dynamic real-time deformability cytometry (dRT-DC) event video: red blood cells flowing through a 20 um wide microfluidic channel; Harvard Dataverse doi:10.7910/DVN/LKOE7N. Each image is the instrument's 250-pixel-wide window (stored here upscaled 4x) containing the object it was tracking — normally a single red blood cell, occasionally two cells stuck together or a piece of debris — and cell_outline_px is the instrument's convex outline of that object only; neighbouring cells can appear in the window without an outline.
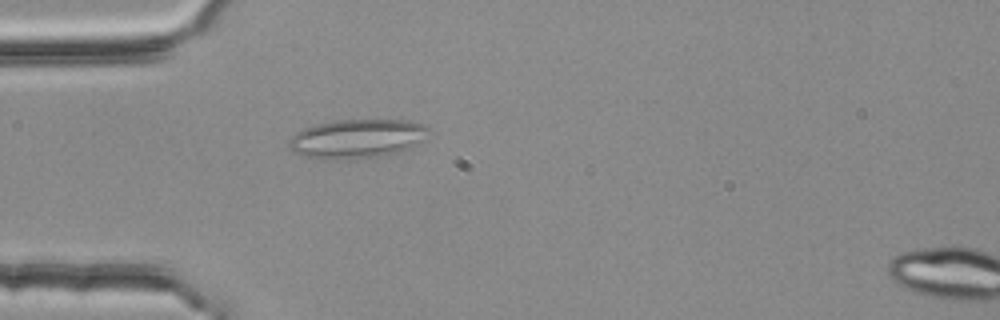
{"species": "common noctule bat (a hibernating species)", "species_latin": "Nyctalus noctula", "temperature_condition": "room temperature", "stored_images_in_passage": 41, "segment_of_instrument_passage": [1, 2], "camera_frame_rate_fps": 3000, "um_per_image_px": 0.085, "animal": {"sex": "female", "body_mass_g": 25.1}, "frame": {"image": 1, "passage_image": 3, "time_ms": 0.667, "image_size_px": [1000, 320], "cell_outline_px": [[432, 132], [416, 144], [408, 148], [384, 156], [352, 160], [320, 160], [304, 156], [288, 148], [288, 140], [296, 132], [304, 128], [316, 124], [336, 120], [408, 120], [424, 124]], "centroid_in_image_um": [30.33, 11.8], "position_along_channel_um": 54.7, "area_um2": 32.25}}